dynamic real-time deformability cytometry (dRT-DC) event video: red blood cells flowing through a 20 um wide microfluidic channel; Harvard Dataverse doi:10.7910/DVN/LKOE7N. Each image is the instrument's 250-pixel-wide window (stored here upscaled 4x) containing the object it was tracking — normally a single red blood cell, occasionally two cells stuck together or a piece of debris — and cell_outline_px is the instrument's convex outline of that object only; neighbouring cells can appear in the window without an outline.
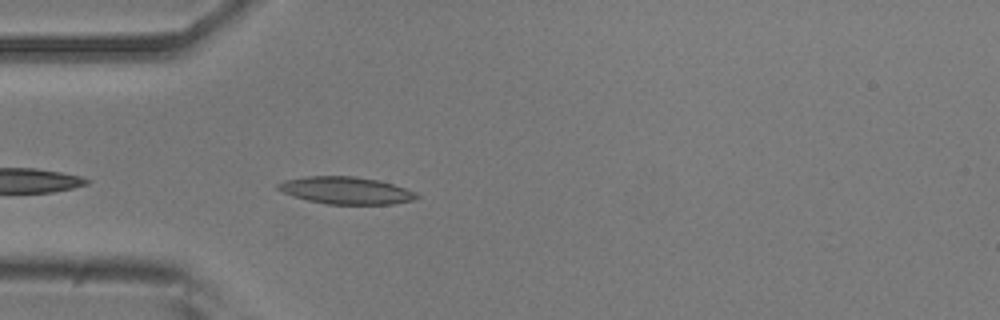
{"species": "common noctule bat (a hibernating species)", "species_latin": "Nyctalus noctula", "temperature_condition": "room temperature", "stored_images_in_passage": 7, "camera_frame_rate_fps": 3000, "um_per_image_px": 0.085, "animal": {"sex": "male", "body_mass_g": 20.5, "forearm_length_mm": 52.5}, "frame": {"image": 1, "passage_image": 3, "time_ms": 0.667, "image_size_px": [1000, 320], "cell_outline_px": [[420, 196], [412, 200], [392, 204], [324, 204], [308, 200], [284, 192], [276, 188], [276, 184], [284, 180], [304, 176], [356, 176], [376, 180], [392, 184], [416, 192]], "centroid_in_image_um": [29.39, 16.18], "position_along_channel_um": 55.6, "area_um2": 21.85}}